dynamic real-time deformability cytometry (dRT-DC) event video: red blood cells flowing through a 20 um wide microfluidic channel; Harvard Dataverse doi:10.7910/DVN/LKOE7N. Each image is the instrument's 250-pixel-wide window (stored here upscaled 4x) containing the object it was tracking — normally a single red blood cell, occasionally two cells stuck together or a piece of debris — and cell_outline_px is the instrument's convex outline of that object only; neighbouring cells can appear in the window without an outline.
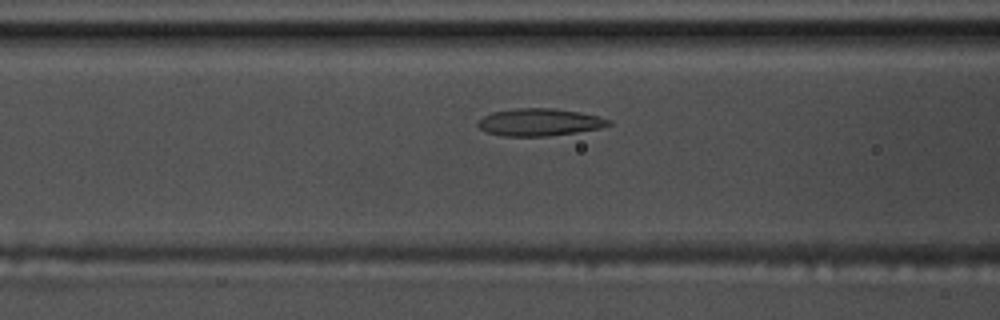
{"species": "common noctule bat (a hibernating species)", "species_latin": "Nyctalus noctula", "temperature_condition": "warm", "stored_images_in_passage": 43, "camera_frame_rate_fps": 3000, "um_per_image_px": 0.085, "animal": {"sex": "male", "body_mass_g": 17.5, "forearm_length_mm": 52.3}, "frame": {"image": 1, "passage_image": 9, "time_ms": 2.667, "image_size_px": [1000, 320], "cell_outline_px": [[612, 124], [600, 128], [576, 132], [548, 136], [504, 136], [484, 132], [476, 124], [484, 116], [492, 112], [516, 108], [552, 108], [580, 112], [600, 116], [612, 120]], "centroid_in_image_um": [45.87, 10.38], "position_along_channel_um": 120.7, "area_um2": 20.92}}
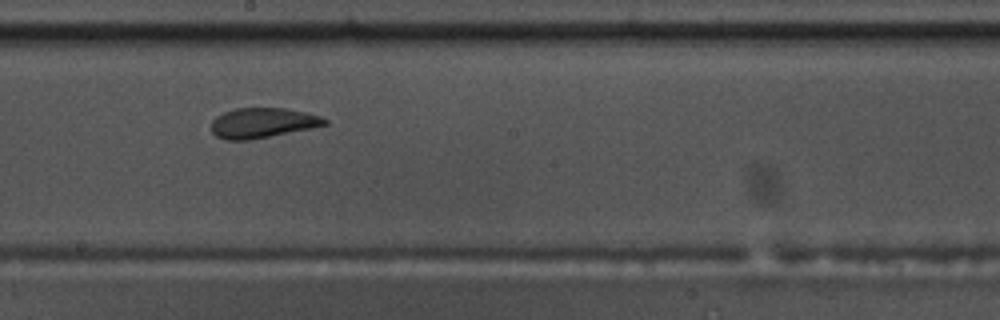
{"frame": {"image": 2, "passage_image": 18, "time_ms": 5.667, "image_size_px": [1000, 320], "cell_outline_px": [[328, 124], [312, 128], [248, 140], [228, 140], [216, 136], [212, 132], [212, 120], [216, 116], [224, 112], [236, 108], [288, 108], [320, 116], [328, 120]], "centroid_in_image_um": [22.32, 10.44], "position_along_channel_um": 225.9, "area_um2": 19.77}}
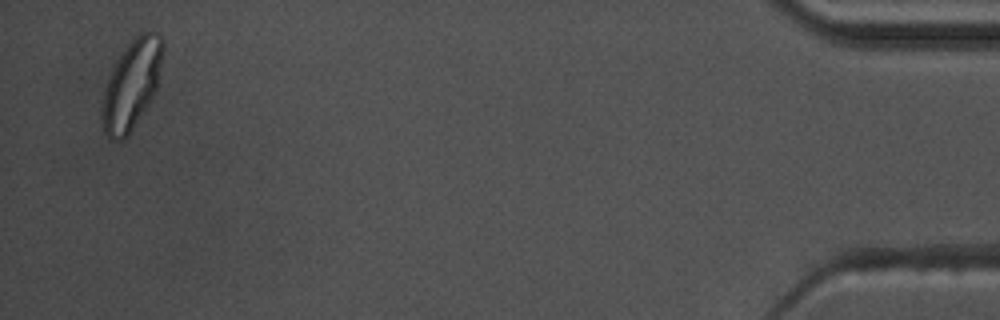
{"frame": {"image": 3, "passage_image": 42, "time_ms": 13.667, "image_size_px": [1000, 320], "cell_outline_px": [[164, 48], [156, 88], [148, 104], [128, 136], [124, 140], [116, 140], [108, 136], [104, 132], [100, 116], [100, 108], [104, 88], [108, 76], [112, 68], [124, 48], [140, 32], [156, 32], [164, 40]], "centroid_in_image_um": [11.16, 7.19], "position_along_channel_um": 424.0, "area_um2": 31.62}, "authors_computed_cell_mechanics": {"area_um2": 20.9236, "velocity_mm_per_s": 3.5216, "shape_relaxation_time_tau1_ms": 6.2148, "shape_relaxation_time_tau2_ms": 1.2793, "deformation_change_tau1": 0.1866, "deformation_change_tau2": 0.081}}